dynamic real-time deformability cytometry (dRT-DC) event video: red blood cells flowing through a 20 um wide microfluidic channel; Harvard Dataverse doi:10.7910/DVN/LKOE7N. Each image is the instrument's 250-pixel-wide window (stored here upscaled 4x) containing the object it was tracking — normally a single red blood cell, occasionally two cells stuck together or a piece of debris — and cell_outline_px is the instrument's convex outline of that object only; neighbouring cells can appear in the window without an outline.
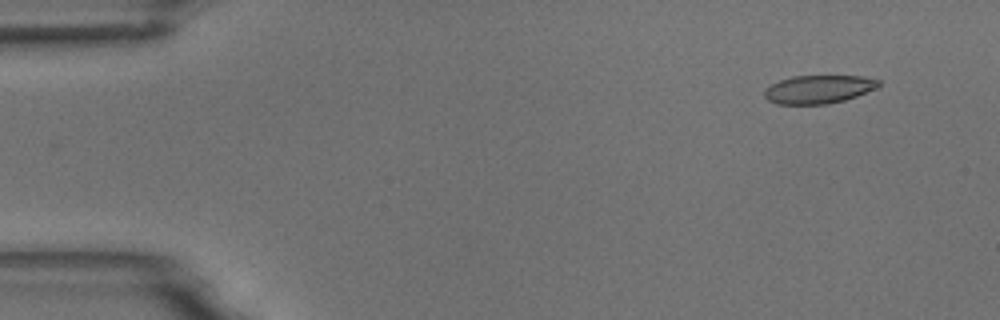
{"species": "common noctule bat (a hibernating species)", "species_latin": "Nyctalus noctula", "temperature_condition": "room temperature", "stored_images_in_passage": 4, "camera_frame_rate_fps": 3000, "um_per_image_px": 0.085, "animal": {"sex": "male", "body_mass_g": 18.8}, "frame": {"image": 1, "passage_image": 1, "time_ms": 0.0, "image_size_px": [1000, 320], "cell_outline_px": [[880, 88], [844, 100], [828, 104], [776, 104], [768, 100], [764, 96], [764, 88], [780, 80], [792, 76], [860, 76], [880, 80]], "centroid_in_image_um": [69.59, 7.59], "position_along_channel_um": 15.4, "area_um2": 18.96}}
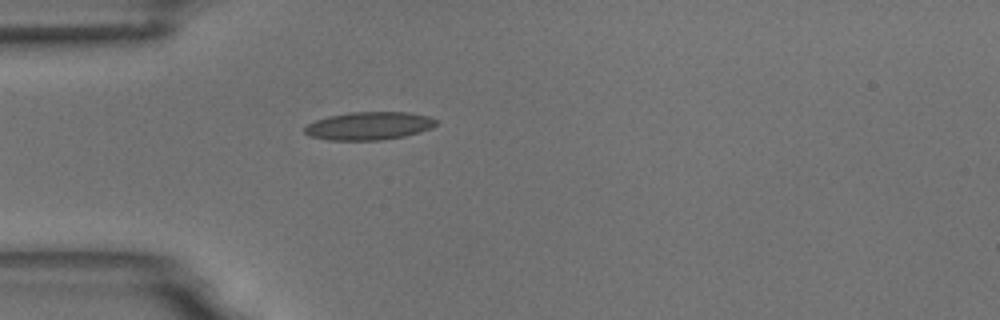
{"frame": {"image": 2, "passage_image": 4, "time_ms": 3.667, "image_size_px": [1000, 320], "cell_outline_px": [[436, 124], [420, 132], [404, 136], [380, 140], [328, 140], [308, 136], [304, 132], [304, 128], [308, 124], [316, 120], [328, 116], [352, 112], [408, 112], [428, 116], [436, 120]], "centroid_in_image_um": [31.32, 10.7], "position_along_channel_um": 53.7, "area_um2": 21.33}}